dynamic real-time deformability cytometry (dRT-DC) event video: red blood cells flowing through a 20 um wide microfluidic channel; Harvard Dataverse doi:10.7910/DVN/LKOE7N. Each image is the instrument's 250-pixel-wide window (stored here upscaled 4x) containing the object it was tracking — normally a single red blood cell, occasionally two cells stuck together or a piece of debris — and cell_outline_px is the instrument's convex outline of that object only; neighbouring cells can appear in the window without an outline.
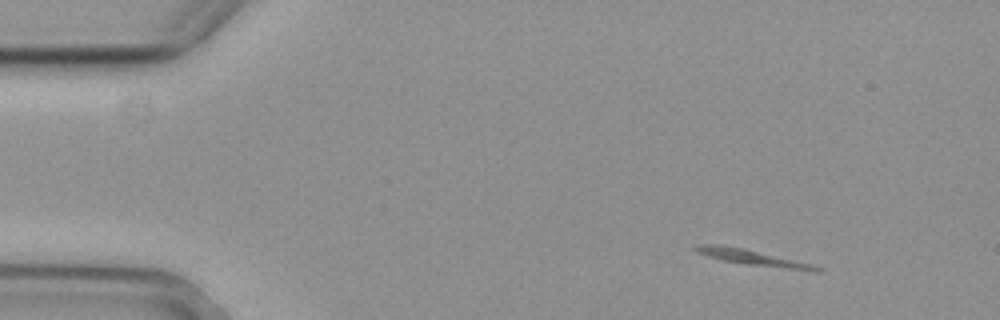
{"species": "common noctule bat (a hibernating species)", "species_latin": "Nyctalus noctula", "temperature_condition": "cold", "stored_images_in_passage": 6, "camera_frame_rate_fps": 3000, "um_per_image_px": 0.085, "animal": {"sex": "female", "body_mass_g": 29.2, "forearm_length_mm": 56.3}, "frame": {"image": 1, "passage_image": 2, "time_ms": 0.333, "image_size_px": [1000, 320], "cell_outline_px": [[824, 268], [820, 272], [812, 272], [748, 264], [724, 260], [708, 256], [696, 252], [692, 248], [696, 244], [720, 244], [744, 248], [812, 264]], "centroid_in_image_um": [64.01, 21.89], "position_along_channel_um": 21.0, "area_um2": 11.04}}
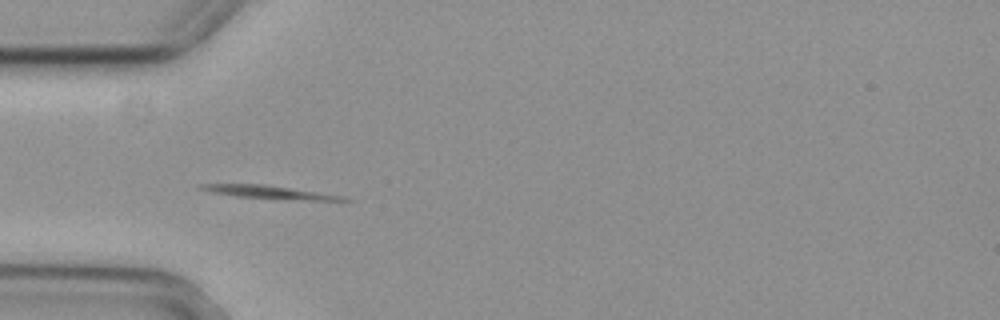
{"frame": {"image": 2, "passage_image": 5, "time_ms": 1.333, "image_size_px": [1000, 320], "cell_outline_px": [[352, 200], [312, 200], [236, 196], [208, 192], [196, 188], [200, 184], [264, 184], [344, 196]], "centroid_in_image_um": [22.77, 16.31], "position_along_channel_um": 62.2, "area_um2": 10.52}}
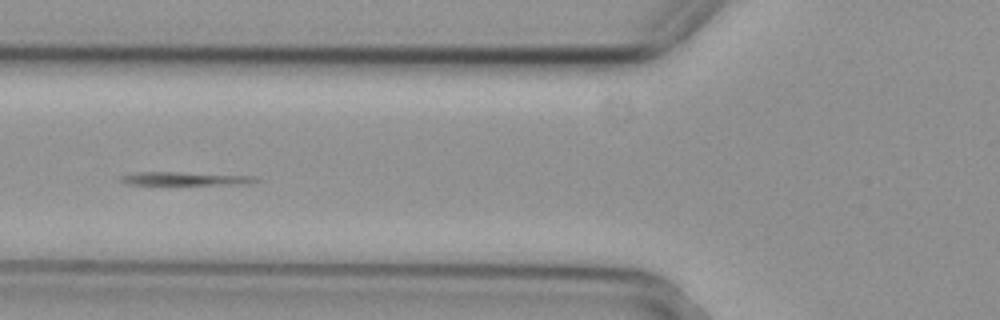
{"frame": {"image": 3, "passage_image": 6, "time_ms": 1.667, "image_size_px": [1000, 320], "cell_outline_px": [[260, 180], [248, 184], [128, 184], [116, 180], [120, 176], [136, 172], [172, 172], [252, 176]], "centroid_in_image_um": [15.65, 15.18], "position_along_channel_um": 110.2, "area_um2": 10.23}}